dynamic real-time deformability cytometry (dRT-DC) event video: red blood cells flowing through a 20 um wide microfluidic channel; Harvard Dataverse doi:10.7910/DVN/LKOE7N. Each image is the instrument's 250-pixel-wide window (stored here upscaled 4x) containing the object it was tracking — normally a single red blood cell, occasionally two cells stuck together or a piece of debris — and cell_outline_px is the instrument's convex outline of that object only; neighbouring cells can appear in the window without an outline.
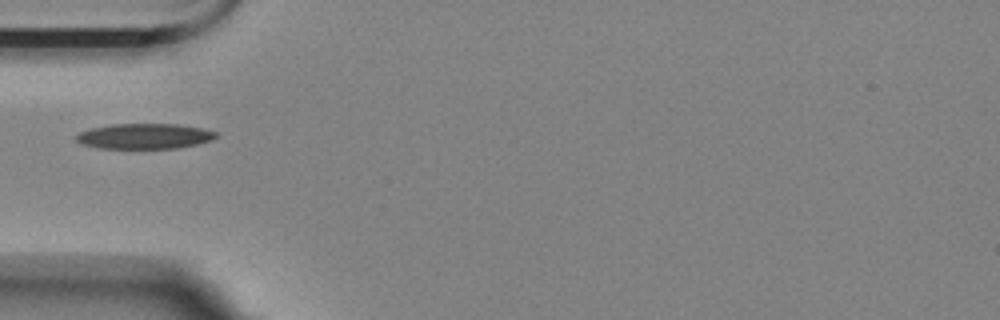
{"species": "Egyptian fruit bat (a non-hibernating species)", "species_latin": "Rousettus aegyptiacus", "temperature_condition": "room temperature", "stored_images_in_passage": 40, "camera_frame_rate_fps": 3000, "um_per_image_px": 0.085, "animal": {"sex": "female"}, "frame": {"image": 1, "passage_image": 1, "time_ms": 0.0, "image_size_px": [1000, 320], "cell_outline_px": [[220, 136], [212, 140], [196, 144], [176, 148], [100, 148], [80, 144], [76, 140], [76, 136], [80, 132], [88, 128], [108, 124], [176, 124], [200, 128], [216, 132]], "centroid_in_image_um": [12.25, 11.57], "position_along_channel_um": 72.8, "area_um2": 20.69}}
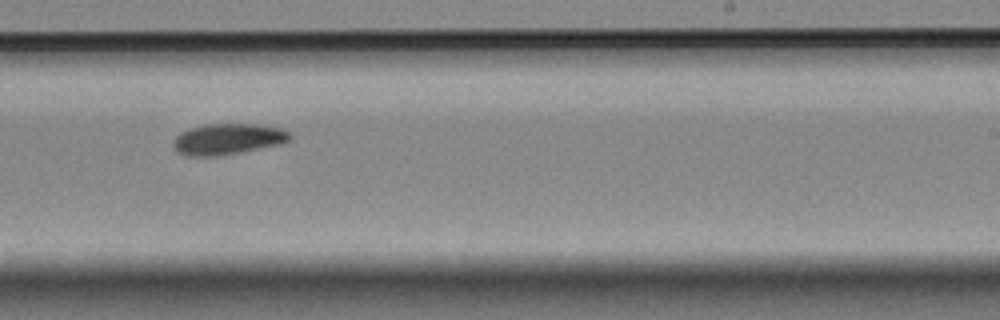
{"frame": {"image": 2, "passage_image": 18, "time_ms": 5.667, "image_size_px": [1000, 320], "cell_outline_px": [[292, 136], [288, 140], [280, 144], [216, 156], [188, 156], [180, 152], [172, 144], [172, 140], [180, 132], [188, 128], [204, 124], [260, 124], [280, 128], [288, 132]], "centroid_in_image_um": [19.33, 11.8], "position_along_channel_um": 269.7, "area_um2": 20.87}}
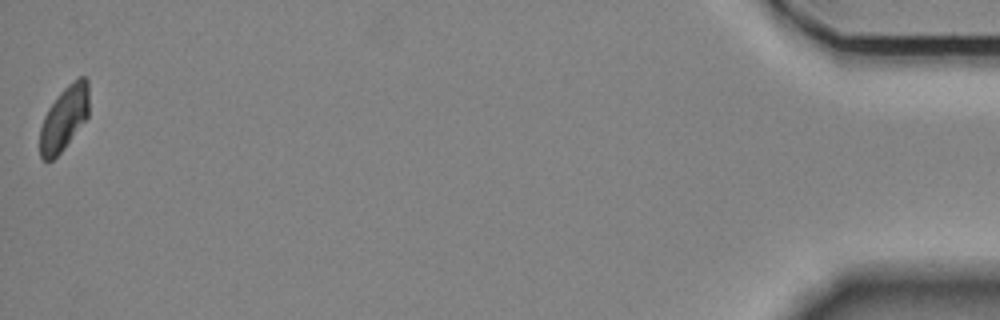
{"frame": {"image": 3, "passage_image": 40, "time_ms": 13.0, "image_size_px": [1000, 320], "cell_outline_px": [[88, 116], [64, 148], [52, 160], [44, 160], [40, 156], [40, 128], [44, 116], [48, 108], [60, 92], [72, 80], [80, 76], [84, 76], [88, 80]], "centroid_in_image_um": [5.45, 10.03], "position_along_channel_um": 429.8, "area_um2": 18.21}}